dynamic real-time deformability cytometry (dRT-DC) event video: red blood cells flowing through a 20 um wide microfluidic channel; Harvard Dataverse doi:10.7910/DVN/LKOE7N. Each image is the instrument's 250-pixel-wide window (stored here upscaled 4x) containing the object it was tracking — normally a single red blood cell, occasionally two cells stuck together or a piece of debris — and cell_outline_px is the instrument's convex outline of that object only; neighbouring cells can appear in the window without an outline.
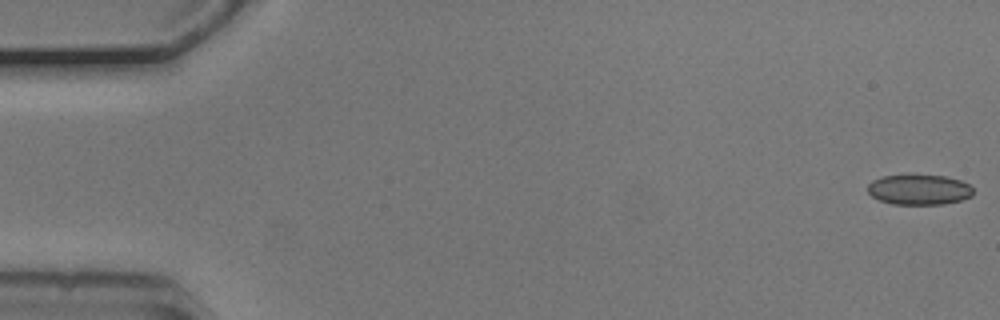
{"species": "common noctule bat (a hibernating species)", "species_latin": "Nyctalus noctula", "temperature_condition": "cold", "stored_images_in_passage": 17, "camera_frame_rate_fps": 3000, "um_per_image_px": 0.085, "animal": {"sex": "male", "body_mass_g": 20.5, "forearm_length_mm": 52.5}, "frame": {"image": 1, "passage_image": 1, "time_ms": 0.0, "image_size_px": [1000, 320], "cell_outline_px": [[972, 196], [960, 200], [944, 204], [892, 204], [880, 200], [872, 196], [868, 192], [868, 184], [872, 180], [880, 176], [908, 172], [944, 176], [960, 180], [968, 184], [972, 188]], "centroid_in_image_um": [78.07, 16.07], "position_along_channel_um": 6.9, "area_um2": 19.25}}